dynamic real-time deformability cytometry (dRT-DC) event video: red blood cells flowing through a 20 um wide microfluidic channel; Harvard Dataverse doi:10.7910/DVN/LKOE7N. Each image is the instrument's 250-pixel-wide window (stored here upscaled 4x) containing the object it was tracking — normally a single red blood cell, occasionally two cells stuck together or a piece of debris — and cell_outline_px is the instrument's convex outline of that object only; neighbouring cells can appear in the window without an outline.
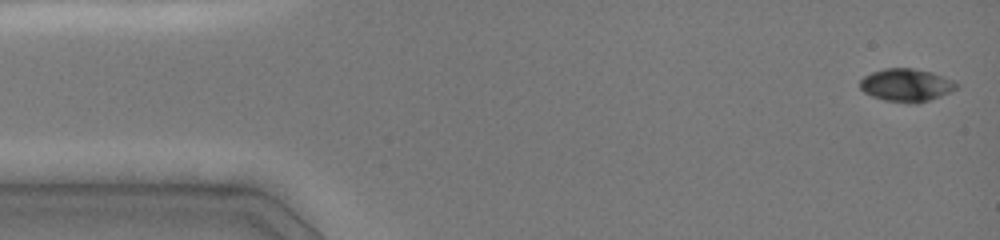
{"species": "common noctule bat (a hibernating species)", "species_latin": "Nyctalus noctula", "temperature_condition": "cold", "stored_images_in_passage": 84, "camera_frame_rate_fps": 3000, "um_per_image_px": 0.085, "animal": {"sex": "female", "body_mass_g": 19.0, "forearm_length_mm": 51.5}, "frame": {"image": 1, "passage_image": 1, "time_ms": 0.0, "image_size_px": [1000, 240], "cell_outline_px": [[960, 84], [956, 88], [940, 96], [916, 104], [884, 100], [872, 96], [864, 92], [860, 88], [860, 80], [864, 76], [872, 72], [884, 68], [912, 68], [932, 72], [944, 76]], "centroid_in_image_um": [77.02, 7.23], "position_along_channel_um": 8.0, "area_um2": 18.44}}
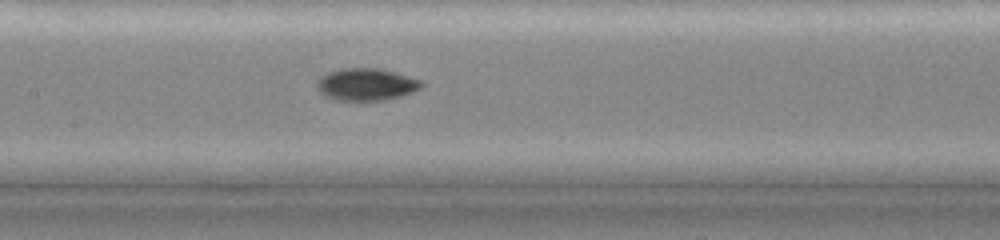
{"frame": {"image": 2, "passage_image": 35, "time_ms": 7.0, "image_size_px": [1000, 240], "cell_outline_px": [[424, 84], [420, 88], [412, 92], [400, 96], [384, 100], [336, 100], [320, 92], [316, 88], [316, 80], [320, 76], [328, 72], [344, 68], [380, 68], [396, 72], [420, 80]], "centroid_in_image_um": [31.11, 7.16], "position_along_channel_um": 176.3, "area_um2": 19.59}}
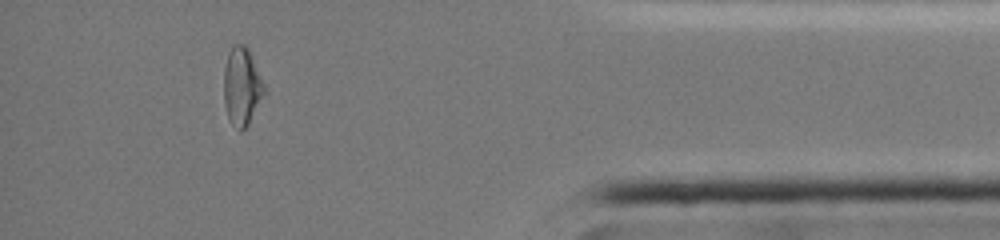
{"frame": {"image": 3, "passage_image": 71, "time_ms": 13.667, "image_size_px": [1000, 240], "cell_outline_px": [[264, 92], [248, 124], [240, 132], [232, 124], [228, 116], [224, 104], [224, 68], [228, 52], [232, 44], [244, 44], [248, 48], [264, 84]], "centroid_in_image_um": [20.52, 7.31], "position_along_channel_um": 414.7, "area_um2": 18.03}, "authors_computed_cell_mechanics": {"area_um2": 18.3804, "velocity_mm_per_s": 4.0526, "shape_relaxation_time_tau1_ms": 6.3674, "shape_relaxation_time_tau2_ms": 4.2959, "deformation_change_tau1": 0.1604, "deformation_change_tau2": 0.0739}}